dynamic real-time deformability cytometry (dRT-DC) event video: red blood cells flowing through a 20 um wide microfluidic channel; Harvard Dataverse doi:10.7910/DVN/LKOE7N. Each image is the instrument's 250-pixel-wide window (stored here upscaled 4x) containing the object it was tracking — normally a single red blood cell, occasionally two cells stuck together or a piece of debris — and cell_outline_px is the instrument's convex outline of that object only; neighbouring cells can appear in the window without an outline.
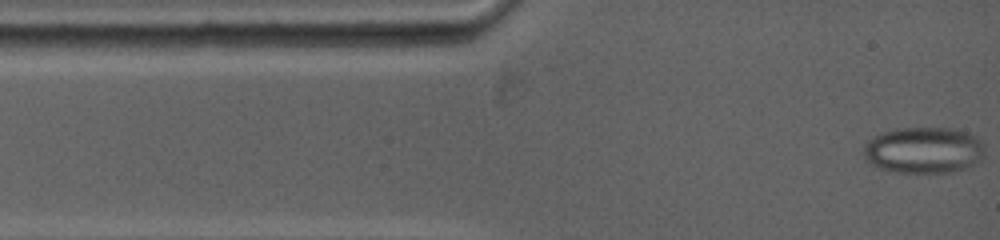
{"species": "common noctule bat (a hibernating species)", "species_latin": "Nyctalus noctula", "temperature_condition": "warm", "stored_images_in_passage": 24, "camera_frame_rate_fps": 5000, "um_per_image_px": 0.085, "animal": {"sex": "female", "body_mass_g": 19.0, "forearm_length_mm": 53.3}, "frame": {"image": 1, "passage_image": 1, "time_ms": 0.0, "image_size_px": [1000, 240], "cell_outline_px": [[984, 156], [972, 164], [964, 168], [952, 172], [896, 172], [880, 168], [864, 160], [864, 144], [868, 140], [884, 132], [896, 128], [952, 128], [968, 132], [976, 136], [980, 140], [984, 148]], "centroid_in_image_um": [78.51, 12.75], "position_along_channel_um": 6.5, "area_um2": 32.6}}
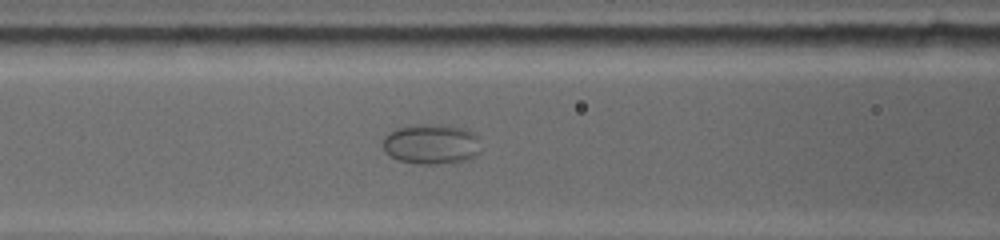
{"frame": {"image": 2, "passage_image": 12, "time_ms": 4.8, "image_size_px": [1000, 240], "cell_outline_px": [[480, 152], [476, 156], [468, 160], [440, 164], [416, 164], [396, 160], [384, 152], [384, 136], [388, 132], [396, 128], [412, 124], [444, 124], [464, 128], [472, 132], [476, 136]], "centroid_in_image_um": [36.63, 12.25], "position_along_channel_um": 130.0, "area_um2": 23.35}}
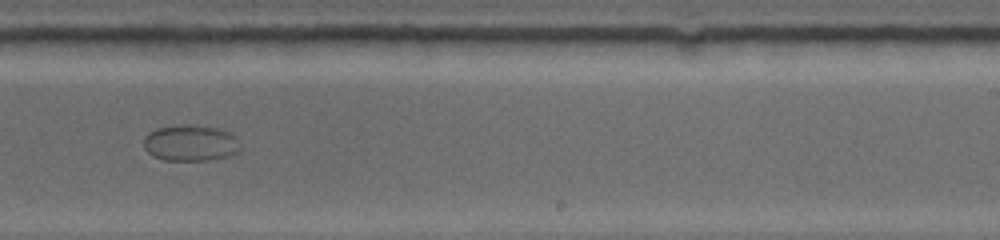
{"frame": {"image": 3, "passage_image": 23, "time_ms": 8.8, "image_size_px": [1000, 240], "cell_outline_px": [[240, 152], [228, 156], [208, 160], [164, 160], [152, 156], [144, 148], [144, 136], [148, 132], [156, 128], [176, 124], [184, 124], [220, 128], [232, 132], [240, 148]], "centroid_in_image_um": [16.17, 12.14], "position_along_channel_um": 272.8, "area_um2": 20.63}}